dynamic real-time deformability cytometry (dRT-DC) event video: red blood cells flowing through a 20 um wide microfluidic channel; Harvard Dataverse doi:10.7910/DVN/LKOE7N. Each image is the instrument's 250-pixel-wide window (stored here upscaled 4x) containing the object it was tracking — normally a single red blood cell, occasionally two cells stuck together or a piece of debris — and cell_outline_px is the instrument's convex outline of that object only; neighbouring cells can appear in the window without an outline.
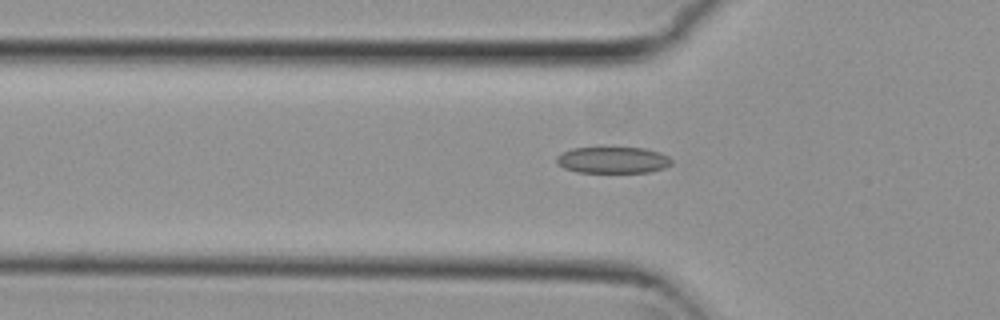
{"species": "common noctule bat (a hibernating species)", "species_latin": "Nyctalus noctula", "temperature_condition": "cold", "stored_images_in_passage": 14, "camera_frame_rate_fps": 3000, "um_per_image_px": 0.085, "animal": {"sex": "female", "body_mass_g": 29.2, "forearm_length_mm": 56.3}, "frame": {"image": 1, "passage_image": 6, "time_ms": 1.667, "image_size_px": [1000, 320], "cell_outline_px": [[672, 164], [664, 168], [648, 172], [576, 172], [564, 168], [556, 160], [556, 156], [560, 152], [572, 148], [600, 144], [644, 148], [660, 152], [668, 156], [672, 160]], "centroid_in_image_um": [52.06, 13.54], "position_along_channel_um": 73.7, "area_um2": 18.73}}
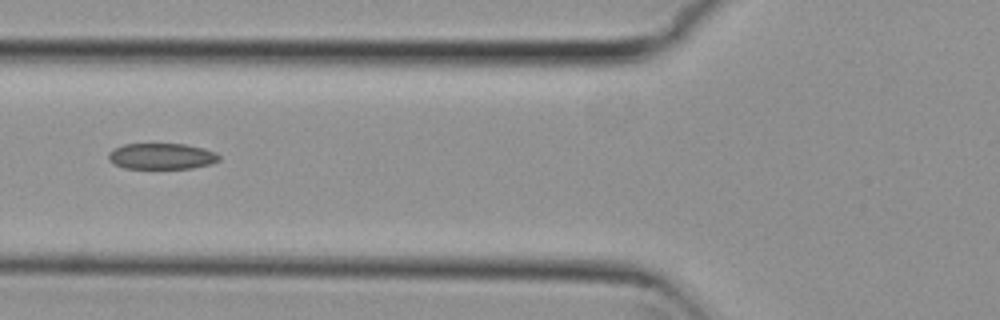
{"frame": {"image": 2, "passage_image": 9, "time_ms": 2.667, "image_size_px": [1000, 320], "cell_outline_px": [[220, 160], [212, 164], [192, 168], [124, 168], [108, 160], [108, 152], [112, 148], [124, 144], [184, 144], [204, 148], [216, 152], [220, 156]], "centroid_in_image_um": [13.75, 13.27], "position_along_channel_um": 112.1, "area_um2": 16.88}}
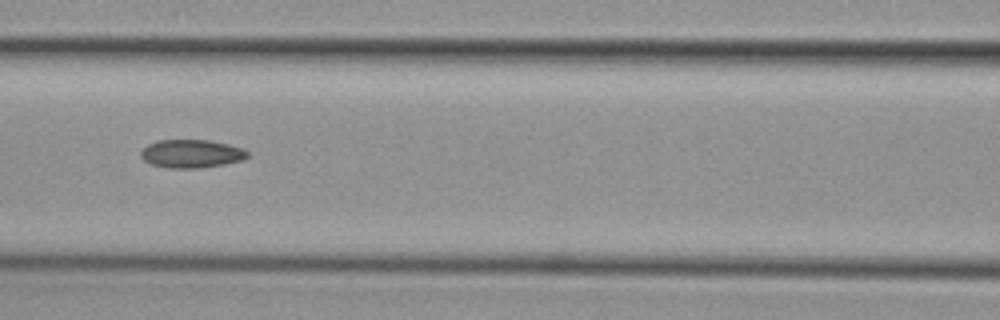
{"frame": {"image": 3, "passage_image": 12, "time_ms": 3.667, "image_size_px": [1000, 320], "cell_outline_px": [[248, 156], [244, 160], [224, 164], [200, 168], [168, 168], [148, 164], [140, 156], [140, 152], [148, 144], [156, 140], [208, 140], [228, 144], [244, 148], [248, 152]], "centroid_in_image_um": [16.26, 13.07], "position_along_channel_um": 150.3, "area_um2": 17.74}}